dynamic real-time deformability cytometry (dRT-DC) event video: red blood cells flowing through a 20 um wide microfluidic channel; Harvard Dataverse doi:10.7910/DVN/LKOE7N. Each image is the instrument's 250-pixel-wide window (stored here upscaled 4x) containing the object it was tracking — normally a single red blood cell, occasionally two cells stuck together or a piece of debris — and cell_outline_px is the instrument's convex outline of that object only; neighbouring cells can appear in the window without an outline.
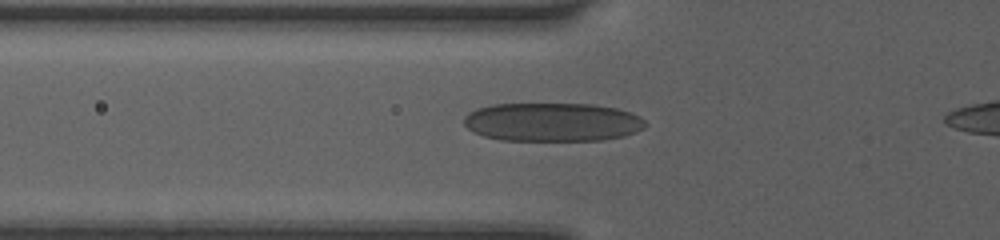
{"species": "human", "species_latin": "Homo sapiens", "temperature_condition": "room temperature", "stored_images_in_passage": 26, "camera_frame_rate_fps": 3000, "um_per_image_px": 0.085, "donor": {"sex": "female"}, "frame": {"image": 1, "passage_image": 7, "time_ms": 2.667, "image_size_px": [1000, 240], "cell_outline_px": [[648, 124], [644, 128], [636, 132], [624, 136], [600, 140], [500, 140], [484, 136], [472, 132], [464, 124], [464, 116], [468, 112], [476, 108], [492, 104], [592, 104], [616, 108], [632, 112], [640, 116]], "centroid_in_image_um": [46.95, 10.37], "position_along_channel_um": 78.8, "area_um2": 41.15}}
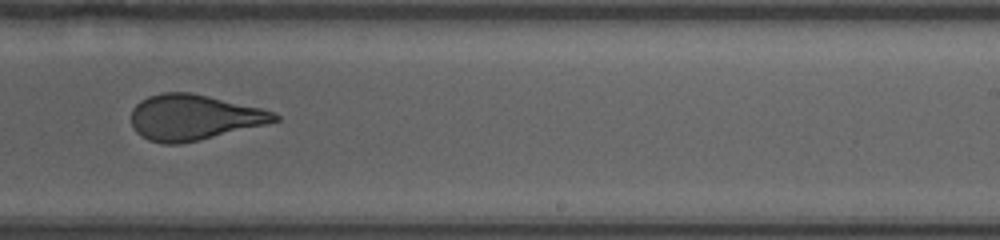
{"frame": {"image": 2, "passage_image": 16, "time_ms": 7.333, "image_size_px": [1000, 240], "cell_outline_px": [[280, 120], [200, 140], [180, 144], [164, 144], [148, 140], [140, 136], [136, 132], [132, 124], [132, 108], [140, 100], [148, 96], [160, 92], [192, 92], [260, 108], [276, 112], [280, 116]], "centroid_in_image_um": [16.44, 9.97], "position_along_channel_um": 272.6, "area_um2": 38.03}}
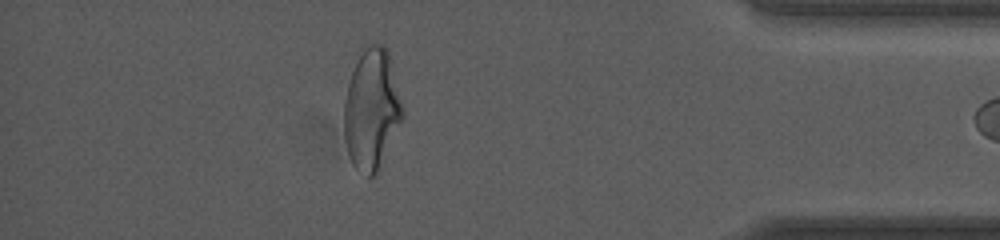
{"frame": {"image": 3, "passage_image": 25, "time_ms": 11.333, "image_size_px": [1000, 240], "cell_outline_px": [[404, 116], [376, 172], [368, 180], [352, 164], [348, 152], [344, 136], [344, 100], [348, 84], [352, 72], [364, 44], [384, 44], [388, 48], [404, 112]], "centroid_in_image_um": [31.58, 9.26], "position_along_channel_um": 403.6, "area_um2": 41.04}, "authors_computed_cell_mechanics": {"area_um2": 39.0439, "velocity_mm_per_s": 4.1361, "shape_relaxation_time_tau1_ms": 10.9029, "shape_relaxation_time_tau2_ms": 0.7811, "deformation_change_tau1": 0.3156, "deformation_change_tau2": 0.0968}}